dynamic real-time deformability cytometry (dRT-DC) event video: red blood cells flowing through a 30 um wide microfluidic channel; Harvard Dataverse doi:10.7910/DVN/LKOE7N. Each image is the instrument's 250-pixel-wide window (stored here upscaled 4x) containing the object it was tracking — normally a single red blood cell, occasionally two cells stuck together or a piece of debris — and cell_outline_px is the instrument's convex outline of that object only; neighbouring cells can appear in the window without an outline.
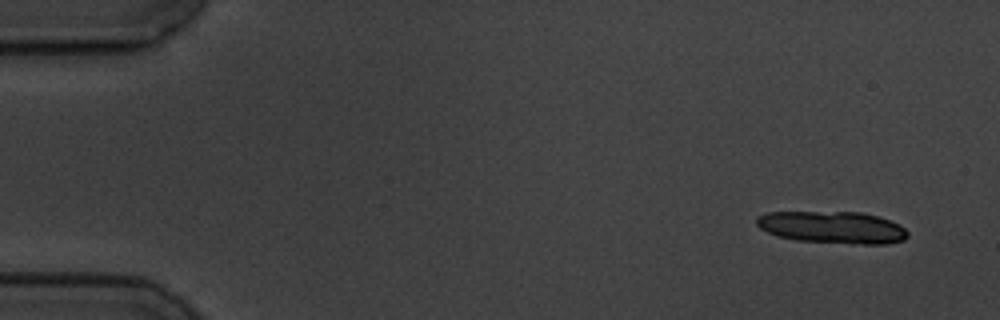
{"species": "common noctule bat (a hibernating species)", "species_latin": "Nyctalus noctula", "temperature_condition": "cold", "stored_images_in_passage": 5, "camera_frame_rate_fps": 3000, "um_per_image_px": 0.085, "animal": {"sex": "male", "body_mass_g": 19.5, "forearm_length_mm": 54.6}, "frame": {"image": 1, "passage_image": 1, "time_ms": 0.0, "image_size_px": [1000, 320], "cell_outline_px": [[908, 236], [904, 240], [888, 244], [852, 244], [796, 240], [776, 236], [760, 228], [756, 224], [756, 216], [768, 212], [860, 212], [876, 216], [900, 224], [908, 232]], "centroid_in_image_um": [70.75, 19.33], "position_along_channel_um": 14.2, "area_um2": 28.44}}